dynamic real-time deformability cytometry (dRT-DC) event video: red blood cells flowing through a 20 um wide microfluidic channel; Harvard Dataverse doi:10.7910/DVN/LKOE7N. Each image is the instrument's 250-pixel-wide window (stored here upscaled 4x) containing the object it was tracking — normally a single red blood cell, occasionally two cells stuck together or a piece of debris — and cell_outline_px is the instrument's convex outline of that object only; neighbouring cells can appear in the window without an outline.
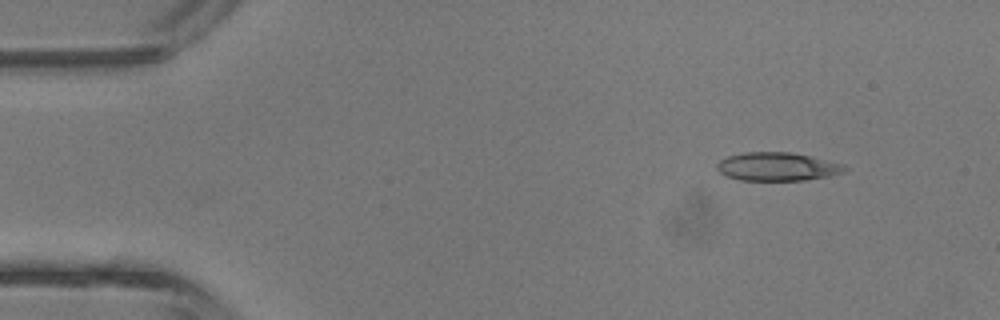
{"species": "common noctule bat (a hibernating species)", "species_latin": "Nyctalus noctula", "temperature_condition": "room temperature", "stored_images_in_passage": 2, "camera_frame_rate_fps": 3000, "um_per_image_px": 0.085, "animal": {"sex": "male", "body_mass_g": 13.3}, "frame": {"image": 1, "passage_image": 1, "time_ms": 0.0, "image_size_px": [1000, 320], "cell_outline_px": [[848, 168], [844, 172], [828, 176], [804, 180], [740, 180], [728, 176], [720, 172], [716, 168], [716, 164], [720, 160], [728, 156], [744, 152], [792, 152], [844, 164]], "centroid_in_image_um": [66.07, 14.16], "position_along_channel_um": 18.9, "area_um2": 21.04}}